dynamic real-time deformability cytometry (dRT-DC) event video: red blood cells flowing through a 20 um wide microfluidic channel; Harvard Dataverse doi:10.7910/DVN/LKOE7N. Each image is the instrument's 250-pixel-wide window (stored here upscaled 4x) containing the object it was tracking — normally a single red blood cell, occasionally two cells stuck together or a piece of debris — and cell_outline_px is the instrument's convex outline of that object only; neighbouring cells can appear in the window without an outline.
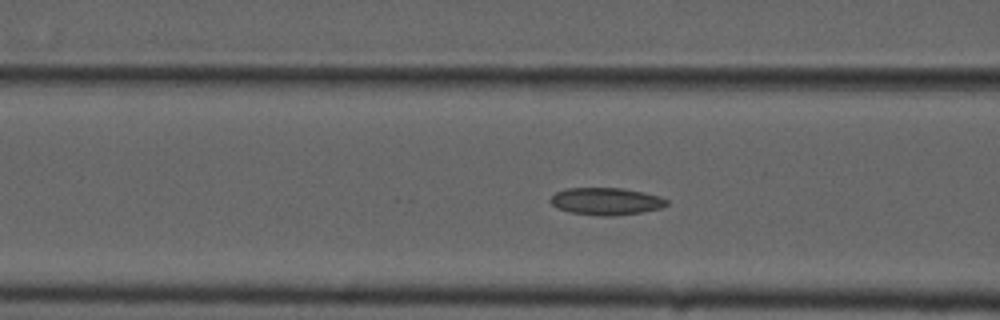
{"species": "common noctule bat (a hibernating species)", "species_latin": "Nyctalus noctula", "temperature_condition": "cold", "stored_images_in_passage": 49, "camera_frame_rate_fps": 3000, "um_per_image_px": 0.085, "animal": {"sex": "male", "forearm_length_mm": 52.5}, "frame": {"image": 1, "passage_image": 15, "time_ms": 4.667, "image_size_px": [1000, 320], "cell_outline_px": [[668, 204], [660, 208], [644, 212], [612, 216], [600, 216], [572, 212], [560, 208], [552, 204], [548, 200], [556, 192], [564, 188], [620, 188], [644, 192], [660, 196], [668, 200]], "centroid_in_image_um": [51.54, 17.1], "position_along_channel_um": 115.1, "area_um2": 18.44}}
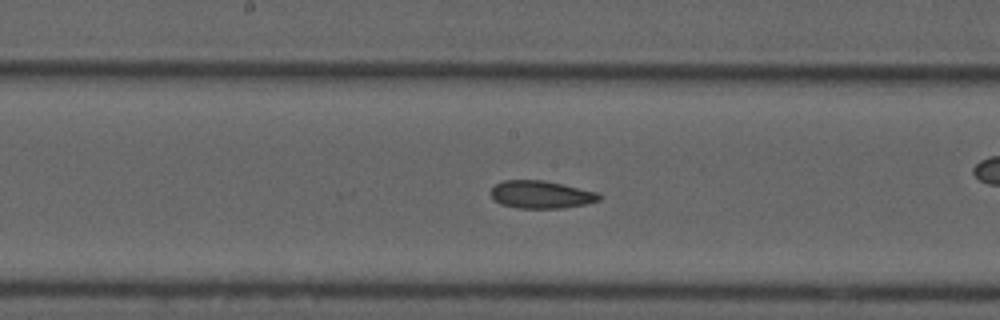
{"frame": {"image": 2, "passage_image": 22, "time_ms": 7.0, "image_size_px": [1000, 320], "cell_outline_px": [[600, 200], [584, 204], [564, 208], [516, 208], [500, 204], [492, 196], [492, 188], [496, 184], [504, 180], [544, 180], [596, 192], [600, 196]], "centroid_in_image_um": [45.97, 16.54], "position_along_channel_um": 202.2, "area_um2": 17.22}}
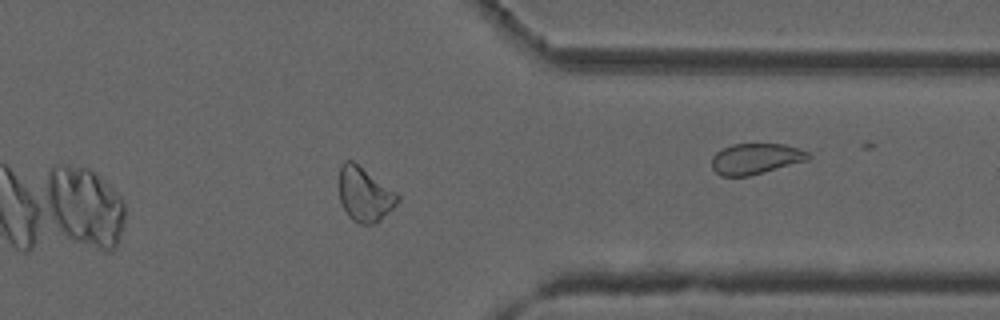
{"frame": {"image": 3, "passage_image": 37, "time_ms": 12.0, "image_size_px": [1000, 320], "cell_outline_px": [[400, 200], [380, 220], [372, 224], [356, 224], [348, 216], [340, 200], [340, 164], [344, 160], [352, 160], [396, 192], [400, 196]], "centroid_in_image_um": [30.98, 16.53], "position_along_channel_um": 380.4, "area_um2": 18.32}, "authors_computed_cell_mechanics": {"area_um2": 18.496, "velocity_mm_per_s": 3.7261, "shape_relaxation_time_tau1_ms": null, "shape_relaxation_time_tau2_ms": 4.0805, "deformation_change_tau1": null, "deformation_change_tau2": 0.1129}}